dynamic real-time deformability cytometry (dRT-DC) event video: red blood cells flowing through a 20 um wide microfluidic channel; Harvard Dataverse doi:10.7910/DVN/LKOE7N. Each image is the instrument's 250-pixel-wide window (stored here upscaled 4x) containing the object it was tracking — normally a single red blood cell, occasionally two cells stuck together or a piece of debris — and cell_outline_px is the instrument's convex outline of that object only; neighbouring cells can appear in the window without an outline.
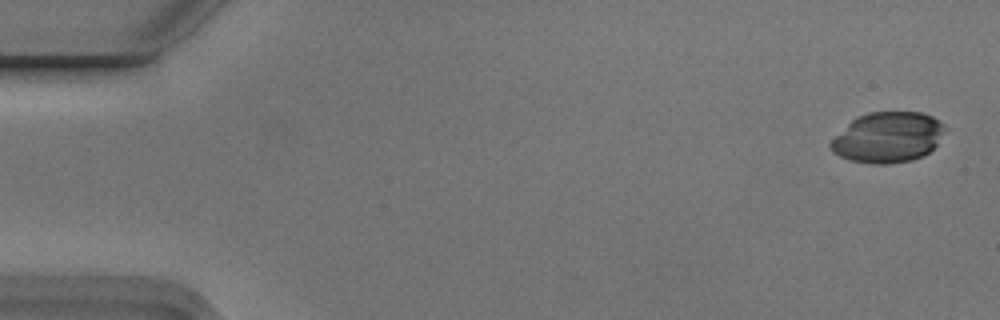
{"species": "Egyptian fruit bat (a non-hibernating species)", "species_latin": "Rousettus aegyptiacus", "temperature_condition": "cold", "stored_images_in_passage": 4, "camera_frame_rate_fps": 3000, "um_per_image_px": 0.085, "animal": {"sex": "male"}, "frame": {"image": 1, "passage_image": 1, "time_ms": 0.0, "image_size_px": [1000, 320], "cell_outline_px": [[944, 124], [936, 144], [928, 152], [912, 160], [888, 164], [872, 164], [848, 160], [832, 152], [828, 144], [852, 120], [868, 112], [920, 112], [932, 116]], "centroid_in_image_um": [75.42, 11.68], "position_along_channel_um": 9.6, "area_um2": 33.12}}